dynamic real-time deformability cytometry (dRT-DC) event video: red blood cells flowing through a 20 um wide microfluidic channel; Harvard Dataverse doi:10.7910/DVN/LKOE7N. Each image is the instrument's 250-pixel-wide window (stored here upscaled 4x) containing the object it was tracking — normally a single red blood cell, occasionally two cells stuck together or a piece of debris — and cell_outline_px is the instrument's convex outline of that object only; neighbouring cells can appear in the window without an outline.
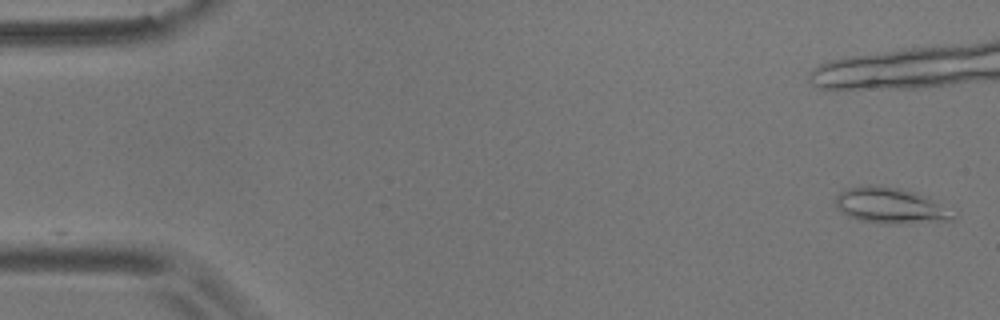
{"species": "common noctule bat (a hibernating species)", "species_latin": "Nyctalus noctula", "temperature_condition": "room temperature", "stored_images_in_passage": 22, "camera_frame_rate_fps": 3000, "um_per_image_px": 0.085, "animal": {"sex": "male", "body_mass_g": 17.9}, "frame": {"image": 1, "passage_image": 1, "time_ms": 0.0, "image_size_px": [1000, 320], "cell_outline_px": [[960, 212], [956, 220], [900, 224], [880, 224], [860, 220], [848, 216], [836, 204], [836, 196], [840, 192], [848, 188], [868, 184], [896, 188], [916, 192], [928, 196]], "centroid_in_image_um": [75.85, 17.5], "position_along_channel_um": 9.2, "area_um2": 25.09}}